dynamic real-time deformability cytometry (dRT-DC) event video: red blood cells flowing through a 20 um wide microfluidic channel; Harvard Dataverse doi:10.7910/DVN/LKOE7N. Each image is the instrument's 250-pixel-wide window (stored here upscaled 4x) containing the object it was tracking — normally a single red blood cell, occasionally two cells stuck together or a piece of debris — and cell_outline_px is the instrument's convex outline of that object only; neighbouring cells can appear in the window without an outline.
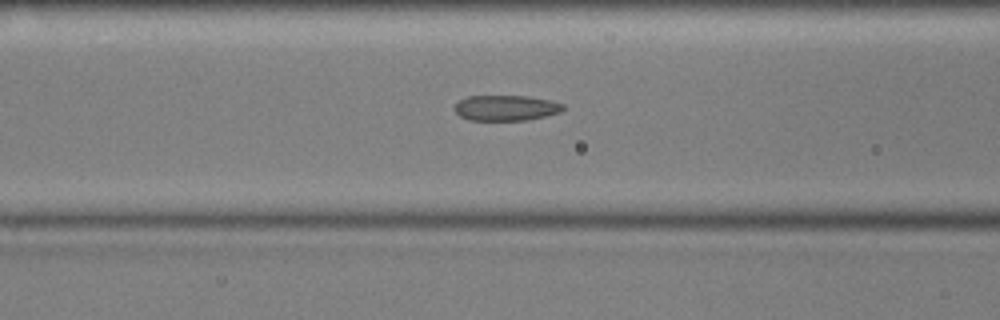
{"species": "common noctule bat (a hibernating species)", "species_latin": "Nyctalus noctula", "temperature_condition": "cold", "stored_images_in_passage": 55, "camera_frame_rate_fps": 3000, "um_per_image_px": 0.085, "animal": {"sex": "male", "body_mass_g": 17.9, "forearm_length_mm": 54.2}, "frame": {"image": 1, "passage_image": 21, "time_ms": 6.667, "image_size_px": [1000, 320], "cell_outline_px": [[564, 108], [560, 112], [528, 120], [468, 120], [460, 116], [452, 108], [460, 100], [468, 96], [528, 96], [552, 100], [564, 104]], "centroid_in_image_um": [43.0, 9.17], "position_along_channel_um": 123.6, "area_um2": 16.18}}
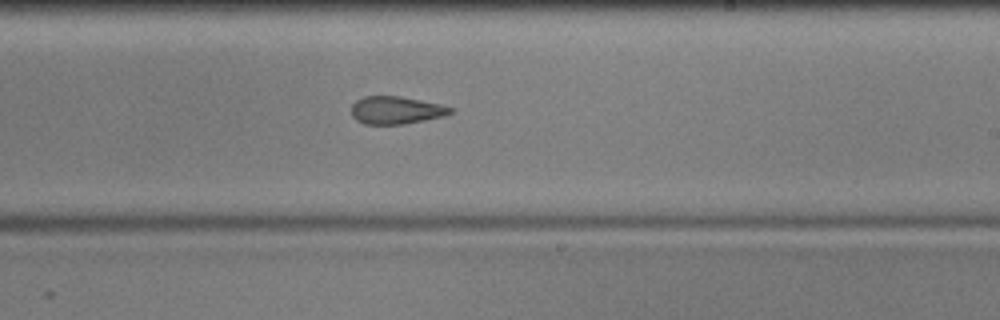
{"frame": {"image": 2, "passage_image": 32, "time_ms": 10.333, "image_size_px": [1000, 320], "cell_outline_px": [[452, 112], [444, 116], [404, 124], [364, 124], [356, 120], [352, 116], [352, 104], [356, 100], [364, 96], [400, 96], [440, 104], [452, 108]], "centroid_in_image_um": [33.63, 9.36], "position_along_channel_um": 255.4, "area_um2": 15.9}}
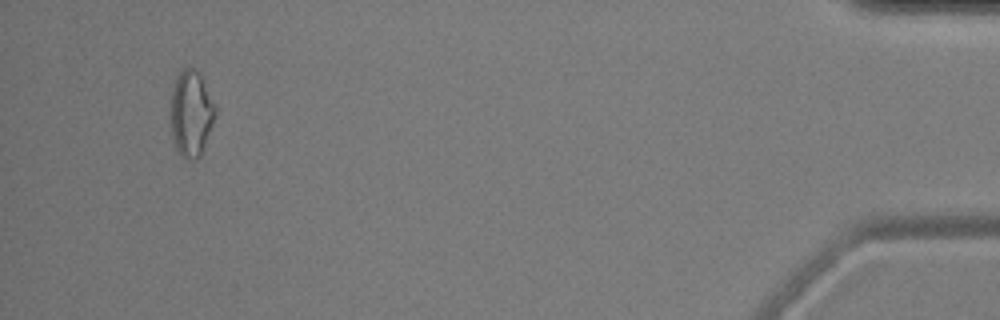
{"frame": {"image": 3, "passage_image": 52, "time_ms": 17.0, "image_size_px": [1000, 320], "cell_outline_px": [[216, 116], [200, 156], [196, 160], [192, 160], [180, 156], [176, 148], [172, 136], [172, 84], [176, 76], [184, 68], [192, 68], [200, 72], [216, 108]], "centroid_in_image_um": [16.26, 9.64], "position_along_channel_um": 418.9, "area_um2": 22.25}, "authors_computed_cell_mechanics": {"area_um2": 17.3978, "velocity_mm_per_s": 3.5959, "shape_relaxation_time_tau1_ms": null, "shape_relaxation_time_tau2_ms": 3.0123, "deformation_change_tau1": null, "deformation_change_tau2": 0.1092}}